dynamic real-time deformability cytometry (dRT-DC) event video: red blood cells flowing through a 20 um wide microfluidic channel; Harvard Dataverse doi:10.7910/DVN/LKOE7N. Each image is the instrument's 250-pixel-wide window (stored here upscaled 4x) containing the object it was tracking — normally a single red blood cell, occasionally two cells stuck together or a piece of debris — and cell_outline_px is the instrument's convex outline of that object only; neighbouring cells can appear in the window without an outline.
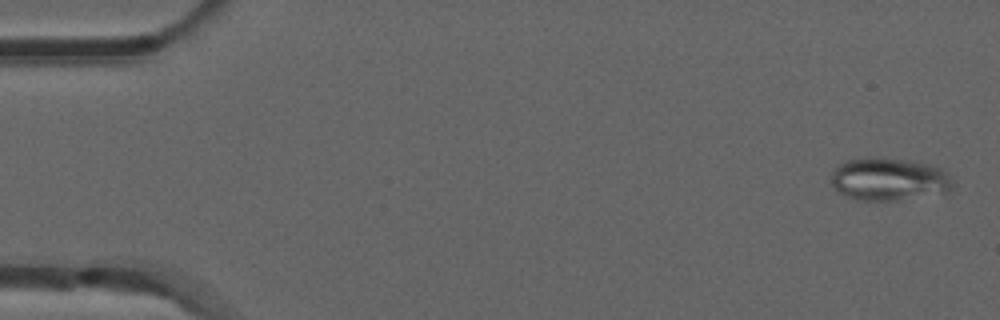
{"species": "common noctule bat (a hibernating species)", "species_latin": "Nyctalus noctula", "temperature_condition": "room temperature", "stored_images_in_passage": 53, "camera_frame_rate_fps": 3000, "um_per_image_px": 0.085, "animal": {"sex": "male", "forearm_length_mm": 52.5}, "frame": {"image": 1, "passage_image": 2, "time_ms": 0.333, "image_size_px": [1000, 320], "cell_outline_px": [[956, 184], [944, 192], [896, 200], [860, 200], [848, 196], [840, 192], [828, 180], [832, 172], [840, 164], [848, 160], [864, 156], [884, 156], [908, 160], [928, 164], [940, 168]], "centroid_in_image_um": [75.51, 15.19], "position_along_channel_um": 9.5, "area_um2": 30.29}}
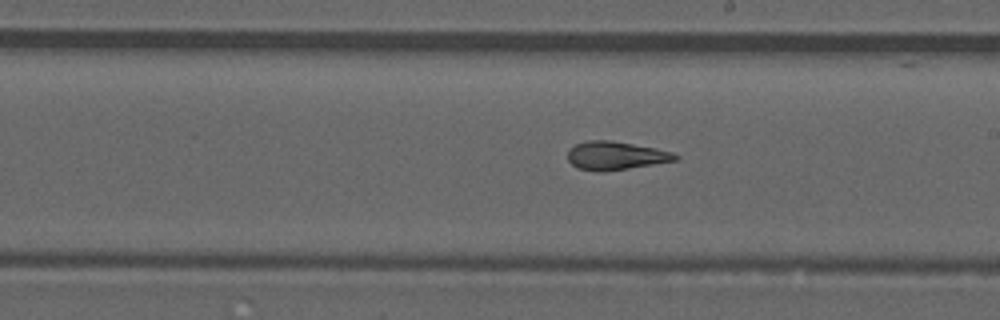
{"frame": {"image": 2, "passage_image": 30, "time_ms": 9.667, "image_size_px": [1000, 320], "cell_outline_px": [[680, 160], [628, 168], [600, 172], [576, 168], [568, 160], [568, 148], [576, 144], [588, 140], [612, 140], [656, 148], [672, 152], [680, 156]], "centroid_in_image_um": [52.34, 13.22], "position_along_channel_um": 236.7, "area_um2": 17.92}}
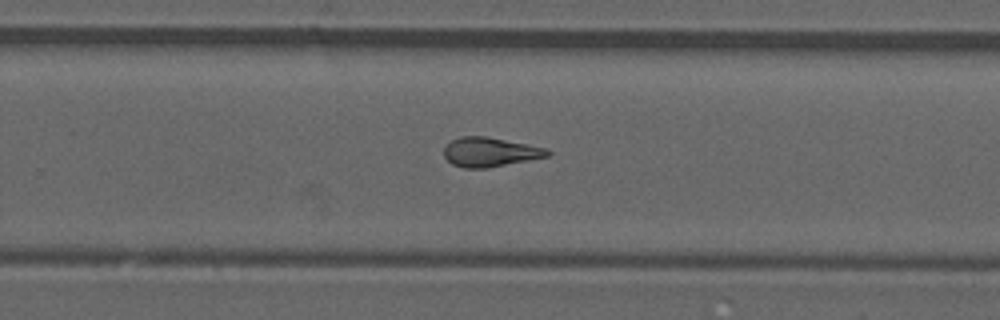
{"frame": {"image": 3, "passage_image": 34, "time_ms": 11.0, "image_size_px": [1000, 320], "cell_outline_px": [[552, 152], [548, 156], [528, 160], [484, 168], [464, 168], [452, 164], [444, 156], [444, 148], [452, 140], [460, 136], [484, 136], [544, 148]], "centroid_in_image_um": [41.6, 12.93], "position_along_channel_um": 288.2, "area_um2": 17.22}, "authors_computed_cell_mechanics": {"area_um2": 18.0914, "velocity_mm_per_s": 3.8863, "shape_relaxation_time_tau1_ms": null, "shape_relaxation_time_tau2_ms": 2.4285, "deformation_change_tau1": null, "deformation_change_tau2": 0.1027}}